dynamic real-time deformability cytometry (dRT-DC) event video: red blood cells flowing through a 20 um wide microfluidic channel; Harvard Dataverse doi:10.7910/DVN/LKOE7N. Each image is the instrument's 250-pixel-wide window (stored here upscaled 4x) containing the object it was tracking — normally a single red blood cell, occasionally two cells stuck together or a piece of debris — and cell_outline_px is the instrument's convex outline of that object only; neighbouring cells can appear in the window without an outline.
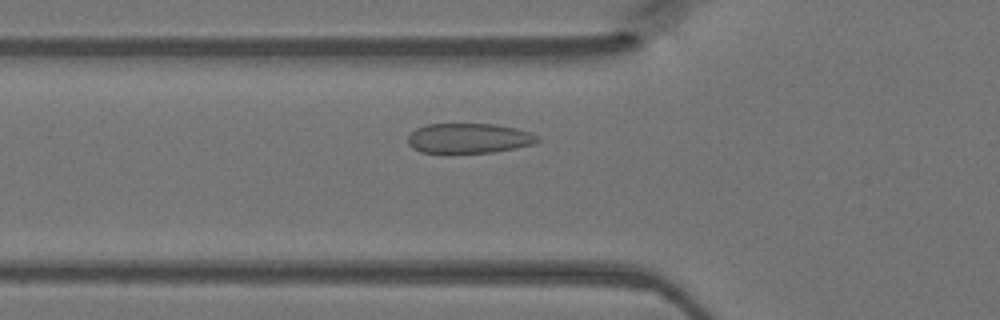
{"species": "Egyptian fruit bat (a non-hibernating species)", "species_latin": "Rousettus aegyptiacus", "temperature_condition": "warm", "stored_images_in_passage": 44, "camera_frame_rate_fps": 3000, "um_per_image_px": 0.085, "animal": {"sex": "female"}, "frame": {"image": 1, "passage_image": 13, "time_ms": 4.0, "image_size_px": [1000, 320], "cell_outline_px": [[540, 140], [532, 144], [516, 148], [492, 152], [420, 152], [412, 148], [408, 144], [408, 136], [416, 128], [428, 124], [496, 124], [516, 128], [540, 136]], "centroid_in_image_um": [39.86, 11.74], "position_along_channel_um": 85.9, "area_um2": 22.48}}
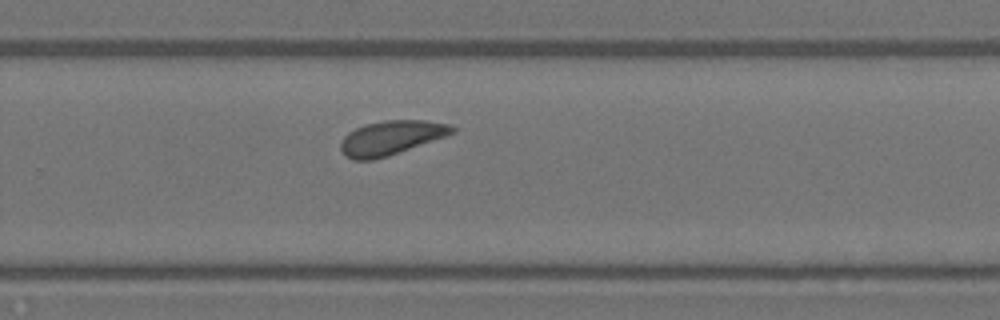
{"frame": {"image": 2, "passage_image": 28, "time_ms": 9.0, "image_size_px": [1000, 320], "cell_outline_px": [[456, 132], [448, 136], [388, 156], [372, 160], [352, 160], [344, 156], [340, 148], [340, 140], [348, 132], [364, 124], [384, 120], [424, 120], [452, 124], [456, 128]], "centroid_in_image_um": [33.26, 11.71], "position_along_channel_um": 296.5, "area_um2": 22.66}}
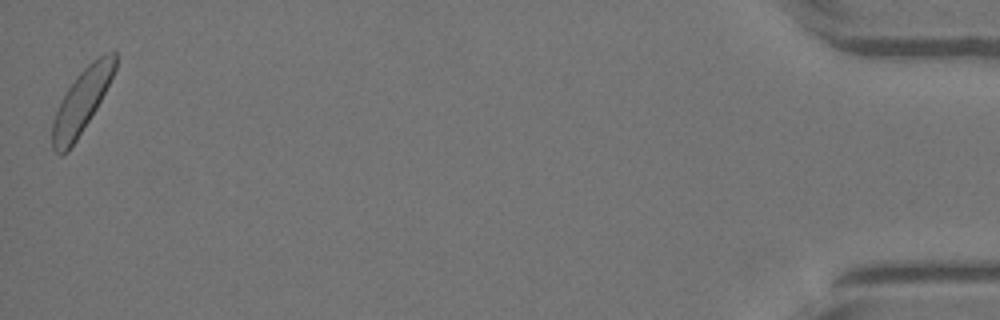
{"frame": {"image": 3, "passage_image": 44, "time_ms": 14.333, "image_size_px": [1000, 320], "cell_outline_px": [[116, 68], [96, 108], [76, 140], [68, 152], [60, 156], [52, 148], [52, 120], [60, 100], [76, 76], [92, 60], [104, 52], [116, 52]], "centroid_in_image_um": [6.9, 8.62], "position_along_channel_um": 428.3, "area_um2": 23.0}}